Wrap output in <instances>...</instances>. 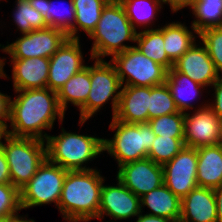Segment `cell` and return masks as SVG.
Listing matches in <instances>:
<instances>
[{"instance_id": "cell-1", "label": "cell", "mask_w": 222, "mask_h": 222, "mask_svg": "<svg viewBox=\"0 0 222 222\" xmlns=\"http://www.w3.org/2000/svg\"><path fill=\"white\" fill-rule=\"evenodd\" d=\"M17 96L9 99V121L5 133L14 137H32L46 140L44 131L53 128L57 117L62 124L65 112L57 93L49 88L14 90ZM11 127V129H8Z\"/></svg>"}, {"instance_id": "cell-2", "label": "cell", "mask_w": 222, "mask_h": 222, "mask_svg": "<svg viewBox=\"0 0 222 222\" xmlns=\"http://www.w3.org/2000/svg\"><path fill=\"white\" fill-rule=\"evenodd\" d=\"M105 177L100 170L67 171L57 209L66 222L98 219Z\"/></svg>"}, {"instance_id": "cell-3", "label": "cell", "mask_w": 222, "mask_h": 222, "mask_svg": "<svg viewBox=\"0 0 222 222\" xmlns=\"http://www.w3.org/2000/svg\"><path fill=\"white\" fill-rule=\"evenodd\" d=\"M137 31L127 18L125 9L119 0H109L104 6L95 30L89 38L93 40L90 60H104L126 51L134 45L125 42L136 41Z\"/></svg>"}, {"instance_id": "cell-4", "label": "cell", "mask_w": 222, "mask_h": 222, "mask_svg": "<svg viewBox=\"0 0 222 222\" xmlns=\"http://www.w3.org/2000/svg\"><path fill=\"white\" fill-rule=\"evenodd\" d=\"M61 130L59 135H48L45 140L47 159L68 171L95 169L84 164L104 152V138L67 132L63 127Z\"/></svg>"}, {"instance_id": "cell-5", "label": "cell", "mask_w": 222, "mask_h": 222, "mask_svg": "<svg viewBox=\"0 0 222 222\" xmlns=\"http://www.w3.org/2000/svg\"><path fill=\"white\" fill-rule=\"evenodd\" d=\"M109 128L115 134L112 139H103V147L117 161L118 167L147 158L156 137L148 122L125 123L112 118Z\"/></svg>"}, {"instance_id": "cell-6", "label": "cell", "mask_w": 222, "mask_h": 222, "mask_svg": "<svg viewBox=\"0 0 222 222\" xmlns=\"http://www.w3.org/2000/svg\"><path fill=\"white\" fill-rule=\"evenodd\" d=\"M3 138L5 143L2 142ZM0 140L9 165L11 184L20 190L47 158L46 142L32 137H14L7 133Z\"/></svg>"}, {"instance_id": "cell-7", "label": "cell", "mask_w": 222, "mask_h": 222, "mask_svg": "<svg viewBox=\"0 0 222 222\" xmlns=\"http://www.w3.org/2000/svg\"><path fill=\"white\" fill-rule=\"evenodd\" d=\"M90 80L91 88L86 103L79 109L81 127L110 100L114 118L120 100L122 85L115 66L110 61L94 59V64L90 65Z\"/></svg>"}, {"instance_id": "cell-8", "label": "cell", "mask_w": 222, "mask_h": 222, "mask_svg": "<svg viewBox=\"0 0 222 222\" xmlns=\"http://www.w3.org/2000/svg\"><path fill=\"white\" fill-rule=\"evenodd\" d=\"M110 62L122 86L153 87L166 81L167 69L146 57L136 46L114 55Z\"/></svg>"}, {"instance_id": "cell-9", "label": "cell", "mask_w": 222, "mask_h": 222, "mask_svg": "<svg viewBox=\"0 0 222 222\" xmlns=\"http://www.w3.org/2000/svg\"><path fill=\"white\" fill-rule=\"evenodd\" d=\"M67 171L46 158L36 174L20 189L22 210L52 203L58 207Z\"/></svg>"}, {"instance_id": "cell-10", "label": "cell", "mask_w": 222, "mask_h": 222, "mask_svg": "<svg viewBox=\"0 0 222 222\" xmlns=\"http://www.w3.org/2000/svg\"><path fill=\"white\" fill-rule=\"evenodd\" d=\"M67 38L63 30L47 26L22 34L6 46L0 44V48L11 59L50 58Z\"/></svg>"}, {"instance_id": "cell-11", "label": "cell", "mask_w": 222, "mask_h": 222, "mask_svg": "<svg viewBox=\"0 0 222 222\" xmlns=\"http://www.w3.org/2000/svg\"><path fill=\"white\" fill-rule=\"evenodd\" d=\"M202 105V106H201ZM195 107L193 114L186 112L184 120V143L198 149L222 143V120L205 103Z\"/></svg>"}, {"instance_id": "cell-12", "label": "cell", "mask_w": 222, "mask_h": 222, "mask_svg": "<svg viewBox=\"0 0 222 222\" xmlns=\"http://www.w3.org/2000/svg\"><path fill=\"white\" fill-rule=\"evenodd\" d=\"M197 149L184 147L171 161L162 165L163 182L181 200L197 184Z\"/></svg>"}, {"instance_id": "cell-13", "label": "cell", "mask_w": 222, "mask_h": 222, "mask_svg": "<svg viewBox=\"0 0 222 222\" xmlns=\"http://www.w3.org/2000/svg\"><path fill=\"white\" fill-rule=\"evenodd\" d=\"M80 39L67 38L49 58L47 88L58 92L76 73L86 67Z\"/></svg>"}, {"instance_id": "cell-14", "label": "cell", "mask_w": 222, "mask_h": 222, "mask_svg": "<svg viewBox=\"0 0 222 222\" xmlns=\"http://www.w3.org/2000/svg\"><path fill=\"white\" fill-rule=\"evenodd\" d=\"M116 178L139 198L164 184L162 165L149 158L119 166Z\"/></svg>"}, {"instance_id": "cell-15", "label": "cell", "mask_w": 222, "mask_h": 222, "mask_svg": "<svg viewBox=\"0 0 222 222\" xmlns=\"http://www.w3.org/2000/svg\"><path fill=\"white\" fill-rule=\"evenodd\" d=\"M116 180L117 184L115 186L103 184L98 220H103L106 215L113 218L111 222H116V220L137 217L141 213L140 198L131 192L118 178Z\"/></svg>"}, {"instance_id": "cell-16", "label": "cell", "mask_w": 222, "mask_h": 222, "mask_svg": "<svg viewBox=\"0 0 222 222\" xmlns=\"http://www.w3.org/2000/svg\"><path fill=\"white\" fill-rule=\"evenodd\" d=\"M199 44L195 42L174 62L173 67L205 87L212 86L221 75L217 72L205 45L201 41Z\"/></svg>"}, {"instance_id": "cell-17", "label": "cell", "mask_w": 222, "mask_h": 222, "mask_svg": "<svg viewBox=\"0 0 222 222\" xmlns=\"http://www.w3.org/2000/svg\"><path fill=\"white\" fill-rule=\"evenodd\" d=\"M14 90L47 88L49 58L10 59Z\"/></svg>"}, {"instance_id": "cell-18", "label": "cell", "mask_w": 222, "mask_h": 222, "mask_svg": "<svg viewBox=\"0 0 222 222\" xmlns=\"http://www.w3.org/2000/svg\"><path fill=\"white\" fill-rule=\"evenodd\" d=\"M149 97L150 87L122 86L114 118L125 123L148 122Z\"/></svg>"}, {"instance_id": "cell-19", "label": "cell", "mask_w": 222, "mask_h": 222, "mask_svg": "<svg viewBox=\"0 0 222 222\" xmlns=\"http://www.w3.org/2000/svg\"><path fill=\"white\" fill-rule=\"evenodd\" d=\"M180 220L217 222V205L213 189L197 186L181 200Z\"/></svg>"}, {"instance_id": "cell-20", "label": "cell", "mask_w": 222, "mask_h": 222, "mask_svg": "<svg viewBox=\"0 0 222 222\" xmlns=\"http://www.w3.org/2000/svg\"><path fill=\"white\" fill-rule=\"evenodd\" d=\"M197 184L215 189L222 184V143L197 149Z\"/></svg>"}, {"instance_id": "cell-21", "label": "cell", "mask_w": 222, "mask_h": 222, "mask_svg": "<svg viewBox=\"0 0 222 222\" xmlns=\"http://www.w3.org/2000/svg\"><path fill=\"white\" fill-rule=\"evenodd\" d=\"M150 209V215L168 218L177 222L181 216V199L165 184L140 197V209ZM143 207V208H142Z\"/></svg>"}, {"instance_id": "cell-22", "label": "cell", "mask_w": 222, "mask_h": 222, "mask_svg": "<svg viewBox=\"0 0 222 222\" xmlns=\"http://www.w3.org/2000/svg\"><path fill=\"white\" fill-rule=\"evenodd\" d=\"M165 83L171 92L178 110L184 113L186 111L189 112L190 109L193 111L194 106L192 101L194 102L195 98H199L198 96L206 88L190 79L187 75L178 72L174 67L167 70Z\"/></svg>"}, {"instance_id": "cell-23", "label": "cell", "mask_w": 222, "mask_h": 222, "mask_svg": "<svg viewBox=\"0 0 222 222\" xmlns=\"http://www.w3.org/2000/svg\"><path fill=\"white\" fill-rule=\"evenodd\" d=\"M163 32L164 50L168 58L174 63L176 62L195 42L199 37V33L191 25V30L179 21L170 22L162 27L158 25ZM197 36H196V35Z\"/></svg>"}, {"instance_id": "cell-24", "label": "cell", "mask_w": 222, "mask_h": 222, "mask_svg": "<svg viewBox=\"0 0 222 222\" xmlns=\"http://www.w3.org/2000/svg\"><path fill=\"white\" fill-rule=\"evenodd\" d=\"M109 0H73L75 9L74 26L66 33L70 39H79V31L89 37L95 30L104 6Z\"/></svg>"}, {"instance_id": "cell-25", "label": "cell", "mask_w": 222, "mask_h": 222, "mask_svg": "<svg viewBox=\"0 0 222 222\" xmlns=\"http://www.w3.org/2000/svg\"><path fill=\"white\" fill-rule=\"evenodd\" d=\"M91 88L90 66L86 65L73 75L57 92L61 109L66 113L68 103L81 108L87 100Z\"/></svg>"}, {"instance_id": "cell-26", "label": "cell", "mask_w": 222, "mask_h": 222, "mask_svg": "<svg viewBox=\"0 0 222 222\" xmlns=\"http://www.w3.org/2000/svg\"><path fill=\"white\" fill-rule=\"evenodd\" d=\"M123 5L127 18L137 31L138 27L145 30L153 29L154 20L164 6L161 0H119ZM153 23V24H151Z\"/></svg>"}, {"instance_id": "cell-27", "label": "cell", "mask_w": 222, "mask_h": 222, "mask_svg": "<svg viewBox=\"0 0 222 222\" xmlns=\"http://www.w3.org/2000/svg\"><path fill=\"white\" fill-rule=\"evenodd\" d=\"M136 47L148 58L170 70L174 63L164 50L163 32L159 28L139 30L136 35Z\"/></svg>"}, {"instance_id": "cell-28", "label": "cell", "mask_w": 222, "mask_h": 222, "mask_svg": "<svg viewBox=\"0 0 222 222\" xmlns=\"http://www.w3.org/2000/svg\"><path fill=\"white\" fill-rule=\"evenodd\" d=\"M192 10V26L200 33L205 29L222 26V0H196Z\"/></svg>"}, {"instance_id": "cell-29", "label": "cell", "mask_w": 222, "mask_h": 222, "mask_svg": "<svg viewBox=\"0 0 222 222\" xmlns=\"http://www.w3.org/2000/svg\"><path fill=\"white\" fill-rule=\"evenodd\" d=\"M13 20L21 34L47 27L44 17L30 6L28 0H15Z\"/></svg>"}, {"instance_id": "cell-30", "label": "cell", "mask_w": 222, "mask_h": 222, "mask_svg": "<svg viewBox=\"0 0 222 222\" xmlns=\"http://www.w3.org/2000/svg\"><path fill=\"white\" fill-rule=\"evenodd\" d=\"M185 147L184 138L156 136L147 158L163 165L171 161Z\"/></svg>"}, {"instance_id": "cell-31", "label": "cell", "mask_w": 222, "mask_h": 222, "mask_svg": "<svg viewBox=\"0 0 222 222\" xmlns=\"http://www.w3.org/2000/svg\"><path fill=\"white\" fill-rule=\"evenodd\" d=\"M149 120L179 112L166 83L150 87Z\"/></svg>"}, {"instance_id": "cell-32", "label": "cell", "mask_w": 222, "mask_h": 222, "mask_svg": "<svg viewBox=\"0 0 222 222\" xmlns=\"http://www.w3.org/2000/svg\"><path fill=\"white\" fill-rule=\"evenodd\" d=\"M184 112H176L153 118L148 121L156 136L184 138Z\"/></svg>"}, {"instance_id": "cell-33", "label": "cell", "mask_w": 222, "mask_h": 222, "mask_svg": "<svg viewBox=\"0 0 222 222\" xmlns=\"http://www.w3.org/2000/svg\"><path fill=\"white\" fill-rule=\"evenodd\" d=\"M69 9L68 7H59L55 5L52 0H46L45 7V17L44 20L47 23V26L52 28H58L67 33L75 23V9L73 0H69ZM63 12V13H62ZM64 12L66 14H64Z\"/></svg>"}, {"instance_id": "cell-34", "label": "cell", "mask_w": 222, "mask_h": 222, "mask_svg": "<svg viewBox=\"0 0 222 222\" xmlns=\"http://www.w3.org/2000/svg\"><path fill=\"white\" fill-rule=\"evenodd\" d=\"M207 48L219 74L222 73V26L205 29L198 37ZM222 76V74H221Z\"/></svg>"}, {"instance_id": "cell-35", "label": "cell", "mask_w": 222, "mask_h": 222, "mask_svg": "<svg viewBox=\"0 0 222 222\" xmlns=\"http://www.w3.org/2000/svg\"><path fill=\"white\" fill-rule=\"evenodd\" d=\"M21 210L20 190L11 183L0 184V220Z\"/></svg>"}, {"instance_id": "cell-36", "label": "cell", "mask_w": 222, "mask_h": 222, "mask_svg": "<svg viewBox=\"0 0 222 222\" xmlns=\"http://www.w3.org/2000/svg\"><path fill=\"white\" fill-rule=\"evenodd\" d=\"M214 88L213 101L208 105L212 111L222 120V76L211 86ZM215 99V100H214Z\"/></svg>"}, {"instance_id": "cell-37", "label": "cell", "mask_w": 222, "mask_h": 222, "mask_svg": "<svg viewBox=\"0 0 222 222\" xmlns=\"http://www.w3.org/2000/svg\"><path fill=\"white\" fill-rule=\"evenodd\" d=\"M9 99L10 96L0 92V126L6 129L9 121Z\"/></svg>"}, {"instance_id": "cell-38", "label": "cell", "mask_w": 222, "mask_h": 222, "mask_svg": "<svg viewBox=\"0 0 222 222\" xmlns=\"http://www.w3.org/2000/svg\"><path fill=\"white\" fill-rule=\"evenodd\" d=\"M11 183L9 165L6 160L0 140V184Z\"/></svg>"}, {"instance_id": "cell-39", "label": "cell", "mask_w": 222, "mask_h": 222, "mask_svg": "<svg viewBox=\"0 0 222 222\" xmlns=\"http://www.w3.org/2000/svg\"><path fill=\"white\" fill-rule=\"evenodd\" d=\"M162 4H167L170 6L171 12L177 13L179 10L189 7L193 8L196 0H161Z\"/></svg>"}, {"instance_id": "cell-40", "label": "cell", "mask_w": 222, "mask_h": 222, "mask_svg": "<svg viewBox=\"0 0 222 222\" xmlns=\"http://www.w3.org/2000/svg\"><path fill=\"white\" fill-rule=\"evenodd\" d=\"M142 213L143 211H141V213L137 216L136 222H175L168 218Z\"/></svg>"}, {"instance_id": "cell-41", "label": "cell", "mask_w": 222, "mask_h": 222, "mask_svg": "<svg viewBox=\"0 0 222 222\" xmlns=\"http://www.w3.org/2000/svg\"><path fill=\"white\" fill-rule=\"evenodd\" d=\"M217 205V222H222V184L213 189Z\"/></svg>"}, {"instance_id": "cell-42", "label": "cell", "mask_w": 222, "mask_h": 222, "mask_svg": "<svg viewBox=\"0 0 222 222\" xmlns=\"http://www.w3.org/2000/svg\"><path fill=\"white\" fill-rule=\"evenodd\" d=\"M30 6L36 9L43 17H45L46 0H28Z\"/></svg>"}, {"instance_id": "cell-43", "label": "cell", "mask_w": 222, "mask_h": 222, "mask_svg": "<svg viewBox=\"0 0 222 222\" xmlns=\"http://www.w3.org/2000/svg\"><path fill=\"white\" fill-rule=\"evenodd\" d=\"M26 216L23 217L19 215V213L9 216L4 219V222H35L33 219H26Z\"/></svg>"}, {"instance_id": "cell-44", "label": "cell", "mask_w": 222, "mask_h": 222, "mask_svg": "<svg viewBox=\"0 0 222 222\" xmlns=\"http://www.w3.org/2000/svg\"><path fill=\"white\" fill-rule=\"evenodd\" d=\"M6 60V58H0V78H8L9 79V76L5 73V71H4V66H5V61ZM8 76V77H7Z\"/></svg>"}, {"instance_id": "cell-45", "label": "cell", "mask_w": 222, "mask_h": 222, "mask_svg": "<svg viewBox=\"0 0 222 222\" xmlns=\"http://www.w3.org/2000/svg\"><path fill=\"white\" fill-rule=\"evenodd\" d=\"M4 133H5V129L0 126V139Z\"/></svg>"}, {"instance_id": "cell-46", "label": "cell", "mask_w": 222, "mask_h": 222, "mask_svg": "<svg viewBox=\"0 0 222 222\" xmlns=\"http://www.w3.org/2000/svg\"><path fill=\"white\" fill-rule=\"evenodd\" d=\"M177 222H187V221H183V220H180V219H179Z\"/></svg>"}]
</instances>
